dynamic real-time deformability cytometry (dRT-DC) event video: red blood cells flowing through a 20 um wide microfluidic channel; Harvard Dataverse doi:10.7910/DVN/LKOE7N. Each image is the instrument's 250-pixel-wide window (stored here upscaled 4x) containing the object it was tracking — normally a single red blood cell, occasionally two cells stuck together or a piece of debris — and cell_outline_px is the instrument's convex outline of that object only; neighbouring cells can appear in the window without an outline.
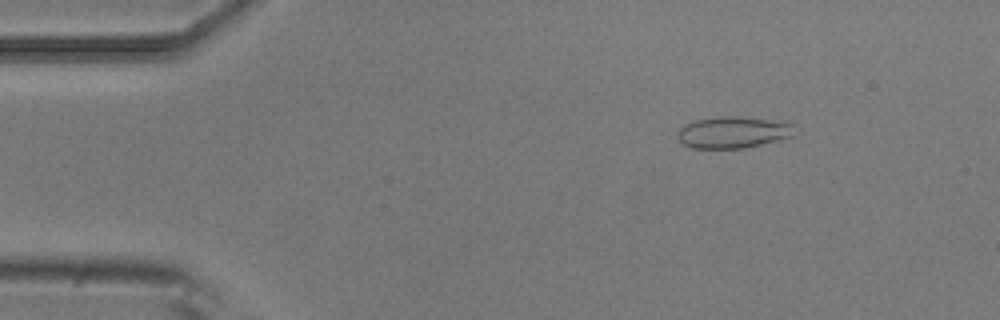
{"species": "common noctule bat (a hibernating species)", "species_latin": "Nyctalus noctula", "temperature_condition": "room temperature", "stored_images_in_passage": 4, "camera_frame_rate_fps": 3000, "um_per_image_px": 0.085, "animal": {"sex": "male", "body_mass_g": 20.5, "forearm_length_mm": 52.5}, "frame": {"image": 1, "passage_image": 2, "time_ms": 0.333, "image_size_px": [1000, 320], "cell_outline_px": [[800, 128], [792, 136], [780, 140], [744, 148], [692, 148], [684, 144], [676, 136], [676, 132], [684, 124], [696, 120], [720, 116], [736, 116], [768, 120], [796, 124]], "centroid_in_image_um": [62.35, 11.25], "position_along_channel_um": 22.7, "area_um2": 21.73}}